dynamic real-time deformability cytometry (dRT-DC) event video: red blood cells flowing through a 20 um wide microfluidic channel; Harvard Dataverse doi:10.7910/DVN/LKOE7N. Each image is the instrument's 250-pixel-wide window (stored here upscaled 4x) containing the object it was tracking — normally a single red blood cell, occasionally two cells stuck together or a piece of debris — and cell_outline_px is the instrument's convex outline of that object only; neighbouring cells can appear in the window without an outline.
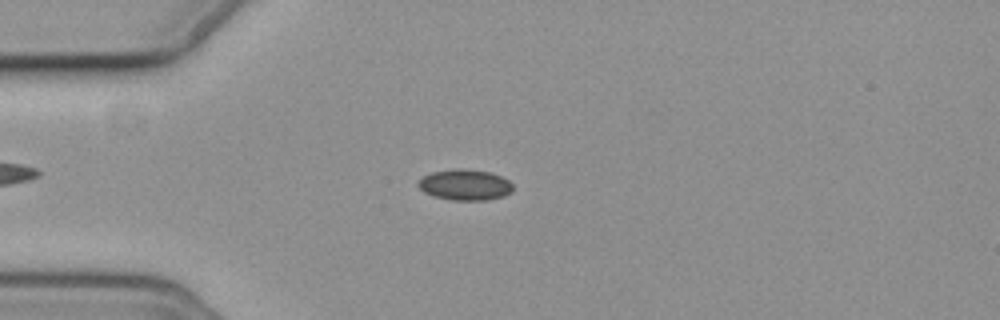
{"species": "common noctule bat (a hibernating species)", "species_latin": "Nyctalus noctula", "temperature_condition": "cold", "stored_images_in_passage": 53, "camera_frame_rate_fps": 3000, "um_per_image_px": 0.085, "animal": {"sex": "female", "body_mass_g": 19.3, "forearm_length_mm": 54.1}, "frame": {"image": 1, "passage_image": 11, "time_ms": 3.333, "image_size_px": [1000, 320], "cell_outline_px": [[512, 192], [504, 196], [488, 200], [452, 200], [432, 196], [424, 192], [416, 184], [424, 176], [432, 172], [456, 168], [464, 168], [488, 172], [500, 176], [508, 180], [512, 184]], "centroid_in_image_um": [39.52, 15.71], "position_along_channel_um": 45.5, "area_um2": 17.05}}
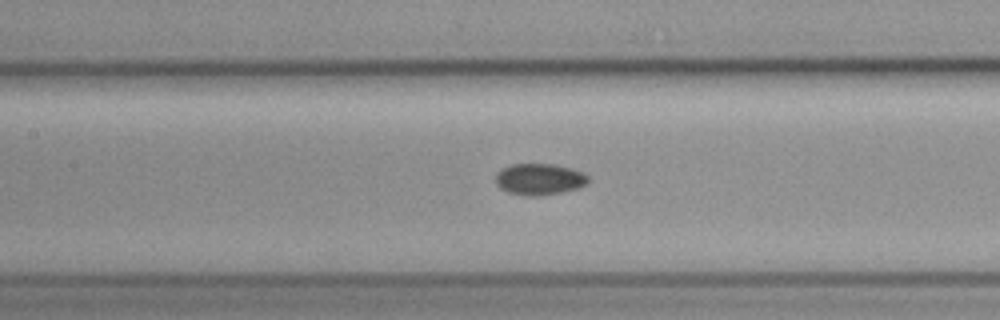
{"frame": {"image": 2, "passage_image": 22, "time_ms": 7.0, "image_size_px": [1000, 320], "cell_outline_px": [[588, 180], [580, 188], [560, 192], [536, 196], [532, 196], [508, 192], [500, 188], [496, 184], [496, 172], [512, 164], [556, 164], [572, 168], [584, 172], [588, 176]], "centroid_in_image_um": [45.86, 15.22], "position_along_channel_um": 161.5, "area_um2": 16.88}}
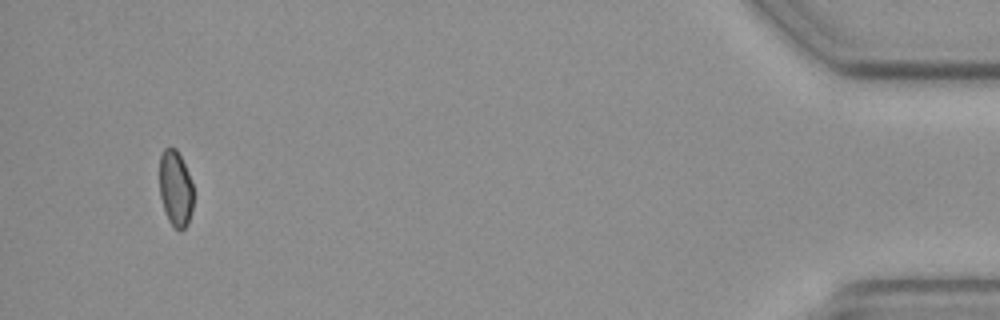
{"frame": {"image": 3, "passage_image": 50, "time_ms": 16.333, "image_size_px": [1000, 320], "cell_outline_px": [[192, 208], [188, 224], [180, 232], [168, 220], [160, 196], [160, 156], [164, 148], [176, 148], [188, 172], [192, 184]], "centroid_in_image_um": [14.91, 16.03], "position_along_channel_um": 420.3, "area_um2": 14.8}}